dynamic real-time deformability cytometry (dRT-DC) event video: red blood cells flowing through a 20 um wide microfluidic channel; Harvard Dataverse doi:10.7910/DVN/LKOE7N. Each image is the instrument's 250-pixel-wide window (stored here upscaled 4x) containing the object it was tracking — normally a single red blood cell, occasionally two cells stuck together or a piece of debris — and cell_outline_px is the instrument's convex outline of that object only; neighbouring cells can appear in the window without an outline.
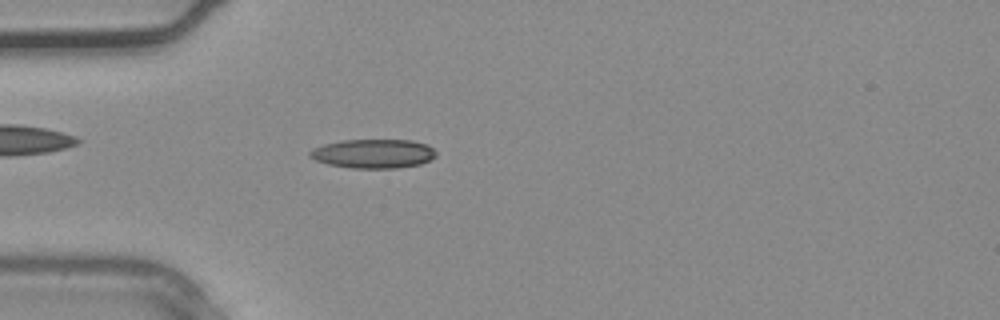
{"species": "common noctule bat (a hibernating species)", "species_latin": "Nyctalus noctula", "temperature_condition": "warm", "stored_images_in_passage": 12, "camera_frame_rate_fps": 3000, "um_per_image_px": 0.085, "animal": {"sex": "male", "body_mass_g": 20.4}, "frame": {"image": 1, "passage_image": 10, "time_ms": 3.0, "image_size_px": [1000, 320], "cell_outline_px": [[436, 156], [420, 164], [396, 168], [352, 168], [328, 164], [316, 160], [308, 156], [308, 152], [312, 148], [324, 144], [340, 140], [412, 140], [428, 144], [436, 152]], "centroid_in_image_um": [31.71, 13.05], "position_along_channel_um": 53.3, "area_um2": 21.44}}